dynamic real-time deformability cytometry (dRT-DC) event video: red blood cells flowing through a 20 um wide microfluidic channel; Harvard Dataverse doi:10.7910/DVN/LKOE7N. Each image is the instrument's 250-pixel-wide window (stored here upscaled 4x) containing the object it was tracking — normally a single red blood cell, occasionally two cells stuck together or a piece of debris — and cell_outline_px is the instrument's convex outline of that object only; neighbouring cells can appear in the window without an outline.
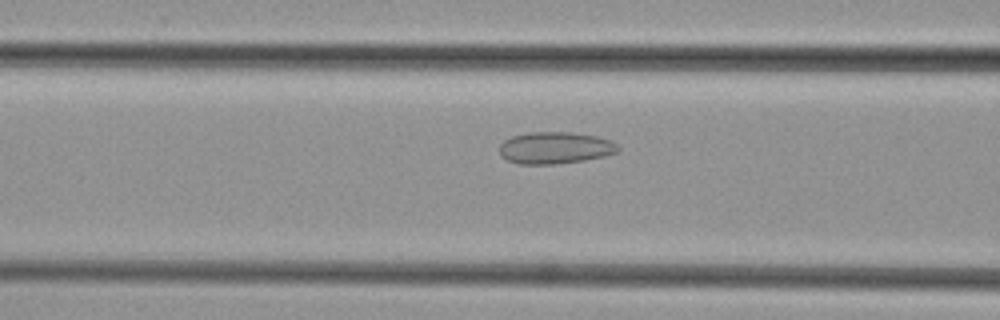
{"species": "common noctule bat (a hibernating species)", "species_latin": "Nyctalus noctula", "temperature_condition": "cold", "stored_images_in_passage": 35, "camera_frame_rate_fps": 3000, "um_per_image_px": 0.085, "animal": {"sex": "female", "body_mass_g": 29.2, "forearm_length_mm": 56.3}, "frame": {"image": 1, "passage_image": 6, "time_ms": 1.667, "image_size_px": [1000, 320], "cell_outline_px": [[620, 148], [616, 152], [604, 156], [584, 160], [556, 164], [520, 164], [508, 160], [500, 156], [500, 144], [504, 140], [512, 136], [528, 132], [572, 132], [596, 136], [608, 140], [616, 144]], "centroid_in_image_um": [47.15, 12.56], "position_along_channel_um": 119.5, "area_um2": 21.96}}
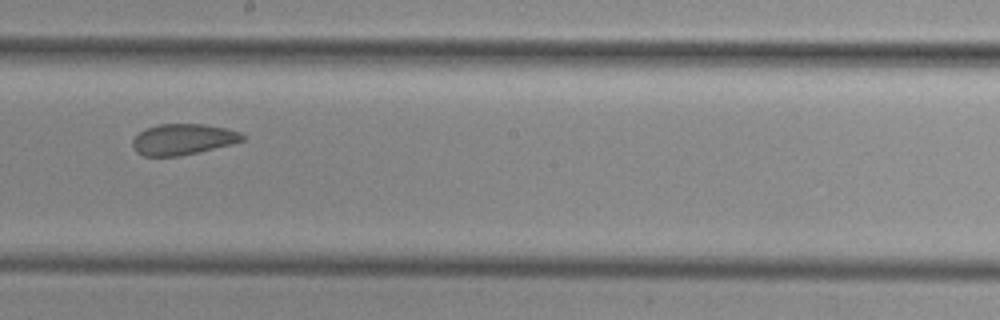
{"frame": {"image": 2, "passage_image": 14, "time_ms": 4.333, "image_size_px": [1000, 320], "cell_outline_px": [[244, 140], [232, 144], [200, 152], [180, 156], [144, 156], [136, 152], [132, 144], [132, 140], [144, 128], [156, 124], [204, 124], [228, 128], [240, 132], [244, 136]], "centroid_in_image_um": [15.55, 11.84], "position_along_channel_um": 232.6, "area_um2": 20.0}}
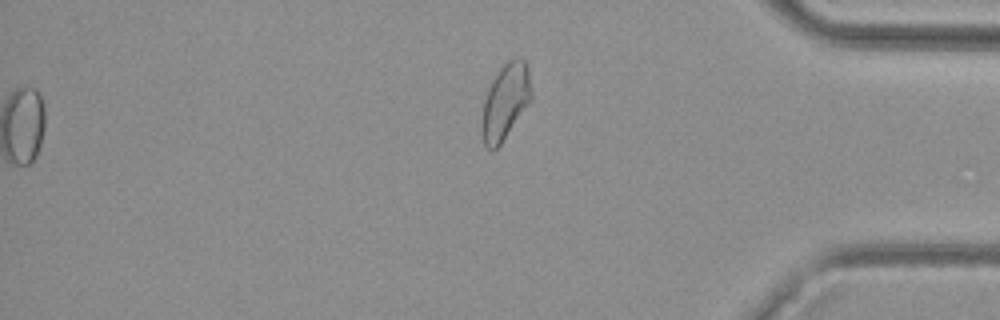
{"frame": {"image": 3, "passage_image": 27, "time_ms": 8.667, "image_size_px": [1000, 320], "cell_outline_px": [[532, 96], [500, 144], [496, 148], [488, 148], [484, 144], [480, 132], [480, 128], [484, 100], [488, 88], [492, 80], [500, 68], [508, 60], [516, 56], [524, 60], [528, 64], [532, 92]], "centroid_in_image_um": [42.93, 8.58], "position_along_channel_um": 392.3, "area_um2": 21.56}}